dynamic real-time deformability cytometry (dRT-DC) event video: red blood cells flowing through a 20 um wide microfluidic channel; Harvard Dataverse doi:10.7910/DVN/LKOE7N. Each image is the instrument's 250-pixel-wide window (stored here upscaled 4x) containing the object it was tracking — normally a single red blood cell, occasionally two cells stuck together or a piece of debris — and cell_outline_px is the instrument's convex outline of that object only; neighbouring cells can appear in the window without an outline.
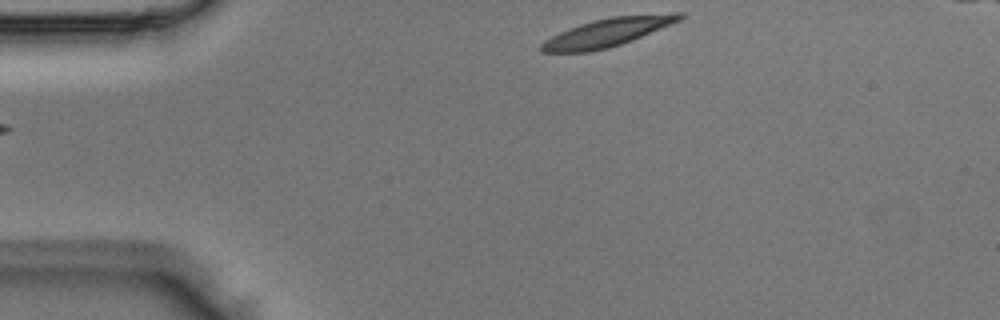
{"species": "Egyptian fruit bat (a non-hibernating species)", "species_latin": "Rousettus aegyptiacus", "temperature_condition": "room temperature", "stored_images_in_passage": 5, "segment_of_instrument_passage": [2, 2], "camera_frame_rate_fps": 3000, "um_per_image_px": 0.085, "animal": {"sex": "male"}, "frame": {"image": 1, "passage_image": 5, "time_ms": 1.333, "image_size_px": [1000, 320], "cell_outline_px": [[684, 16], [680, 20], [632, 40], [608, 48], [588, 52], [540, 52], [540, 44], [544, 40], [560, 32], [580, 24], [592, 20], [612, 16], [672, 12], [684, 12]], "centroid_in_image_um": [51.65, 2.74], "position_along_channel_um": 33.4, "area_um2": 22.77}}